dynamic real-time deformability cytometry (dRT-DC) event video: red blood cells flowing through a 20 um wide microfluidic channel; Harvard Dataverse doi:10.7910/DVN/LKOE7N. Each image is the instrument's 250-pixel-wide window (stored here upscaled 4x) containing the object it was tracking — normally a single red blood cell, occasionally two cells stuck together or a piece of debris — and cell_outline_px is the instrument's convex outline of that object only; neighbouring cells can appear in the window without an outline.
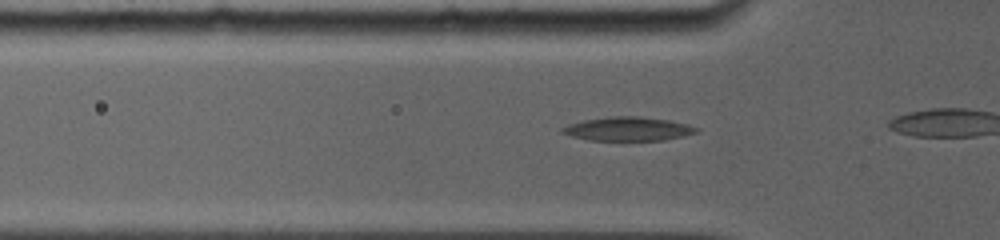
{"species": "common noctule bat (a hibernating species)", "species_latin": "Nyctalus noctula", "temperature_condition": "room temperature", "stored_images_in_passage": 27, "camera_frame_rate_fps": 5000, "um_per_image_px": 0.085, "animal": {"sex": "female", "body_mass_g": 19.0, "forearm_length_mm": 56.7}, "frame": {"image": 1, "passage_image": 3, "time_ms": 0.8, "image_size_px": [1000, 240], "cell_outline_px": [[700, 128], [696, 132], [684, 136], [664, 140], [588, 140], [572, 136], [560, 132], [560, 128], [568, 124], [584, 120], [612, 116], [640, 116], [668, 120], [688, 124]], "centroid_in_image_um": [53.38, 10.95], "position_along_channel_um": 72.4, "area_um2": 18.61}}
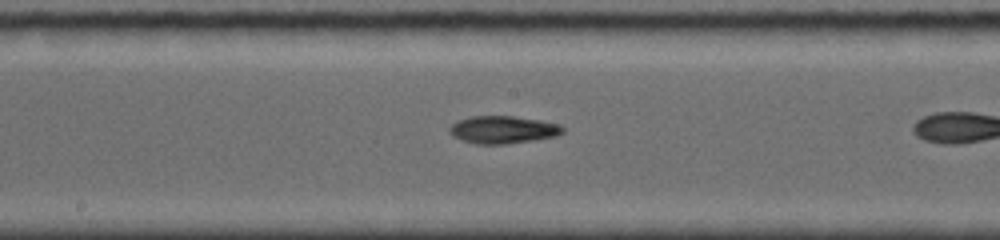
{"frame": {"image": 2, "passage_image": 11, "time_ms": 4.2, "image_size_px": [1000, 240], "cell_outline_px": [[564, 132], [556, 136], [532, 140], [504, 144], [476, 144], [464, 140], [456, 136], [448, 128], [456, 120], [472, 116], [512, 116], [540, 120], [560, 124], [564, 128]], "centroid_in_image_um": [42.78, 11.01], "position_along_channel_um": 205.4, "area_um2": 17.98}}
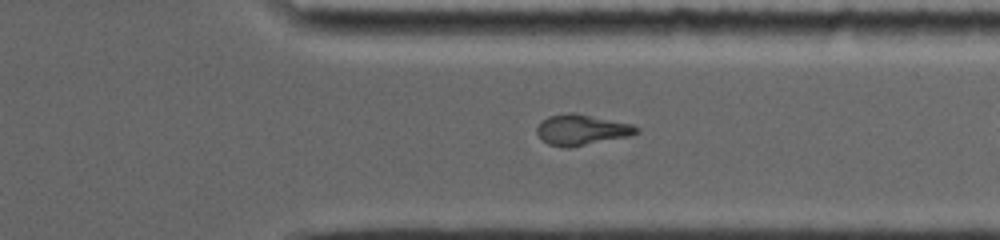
{"frame": {"image": 3, "passage_image": 24, "time_ms": 8.2, "image_size_px": [1000, 240], "cell_outline_px": [[640, 132], [632, 136], [584, 144], [548, 144], [536, 132], [536, 128], [548, 116], [568, 112], [572, 112], [632, 124], [640, 128]], "centroid_in_image_um": [49.52, 10.98], "position_along_channel_um": 361.9, "area_um2": 16.99}}